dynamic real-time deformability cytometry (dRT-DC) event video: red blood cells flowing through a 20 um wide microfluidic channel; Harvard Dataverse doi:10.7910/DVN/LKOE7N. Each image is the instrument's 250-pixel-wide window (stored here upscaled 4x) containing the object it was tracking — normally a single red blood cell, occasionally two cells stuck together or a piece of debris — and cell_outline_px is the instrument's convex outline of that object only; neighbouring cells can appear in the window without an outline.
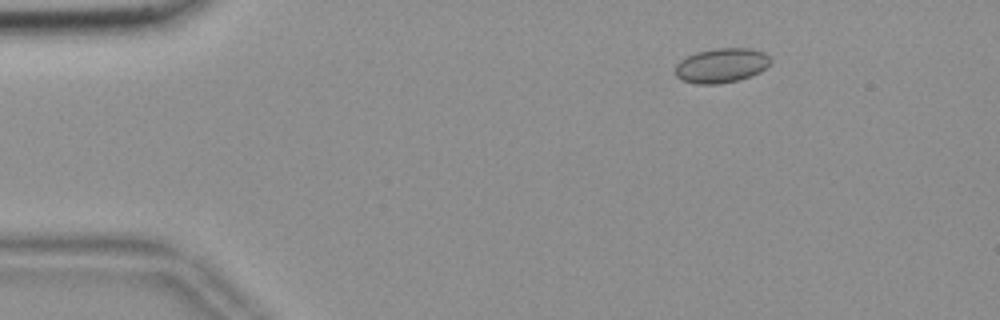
{"species": "common noctule bat (a hibernating species)", "species_latin": "Nyctalus noctula", "temperature_condition": "room temperature", "stored_images_in_passage": 49, "camera_frame_rate_fps": 3000, "um_per_image_px": 0.085, "animal": {"sex": "female", "body_mass_g": 18.4}, "frame": {"image": 1, "passage_image": 2, "time_ms": 0.333, "image_size_px": [1000, 320], "cell_outline_px": [[772, 60], [760, 72], [740, 80], [720, 84], [696, 84], [680, 80], [676, 76], [676, 64], [680, 60], [696, 52], [716, 48], [748, 48], [764, 52]], "centroid_in_image_um": [61.3, 5.57], "position_along_channel_um": 23.7, "area_um2": 19.25}}
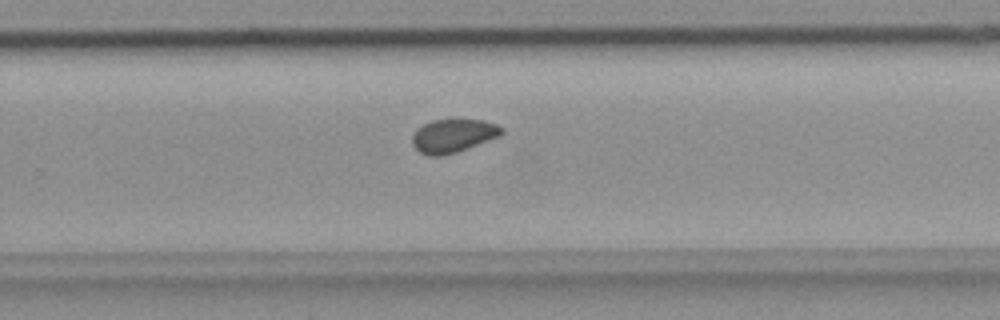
{"frame": {"image": 2, "passage_image": 30, "time_ms": 9.667, "image_size_px": [1000, 320], "cell_outline_px": [[504, 132], [500, 136], [456, 152], [444, 156], [428, 156], [420, 152], [412, 144], [412, 136], [416, 128], [432, 120], [484, 120], [496, 124], [504, 128]], "centroid_in_image_um": [38.51, 11.54], "position_along_channel_um": 291.3, "area_um2": 17.4}}
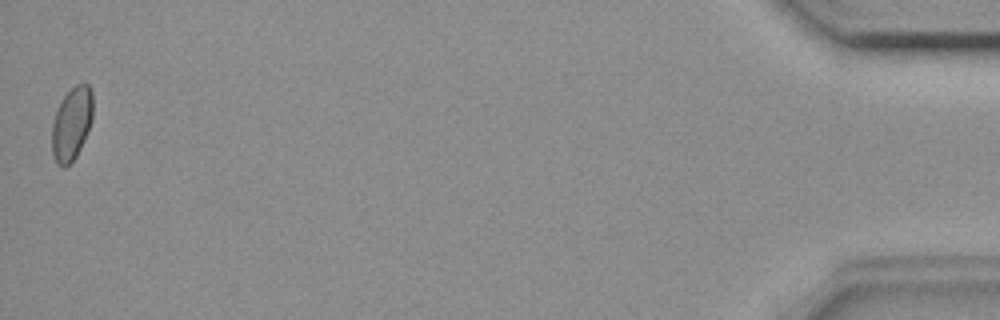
{"frame": {"image": 3, "passage_image": 49, "time_ms": 16.0, "image_size_px": [1000, 320], "cell_outline_px": [[92, 120], [84, 140], [76, 156], [64, 168], [56, 164], [52, 152], [52, 124], [56, 112], [64, 96], [76, 84], [88, 84], [92, 88]], "centroid_in_image_um": [6.09, 10.52], "position_along_channel_um": 429.1, "area_um2": 17.28}, "authors_computed_cell_mechanics": {"area_um2": 17.629, "velocity_mm_per_s": 3.658, "shape_relaxation_time_tau1_ms": null, "shape_relaxation_time_tau2_ms": 2.466, "deformation_change_tau1": null, "deformation_change_tau2": 0.0525}}